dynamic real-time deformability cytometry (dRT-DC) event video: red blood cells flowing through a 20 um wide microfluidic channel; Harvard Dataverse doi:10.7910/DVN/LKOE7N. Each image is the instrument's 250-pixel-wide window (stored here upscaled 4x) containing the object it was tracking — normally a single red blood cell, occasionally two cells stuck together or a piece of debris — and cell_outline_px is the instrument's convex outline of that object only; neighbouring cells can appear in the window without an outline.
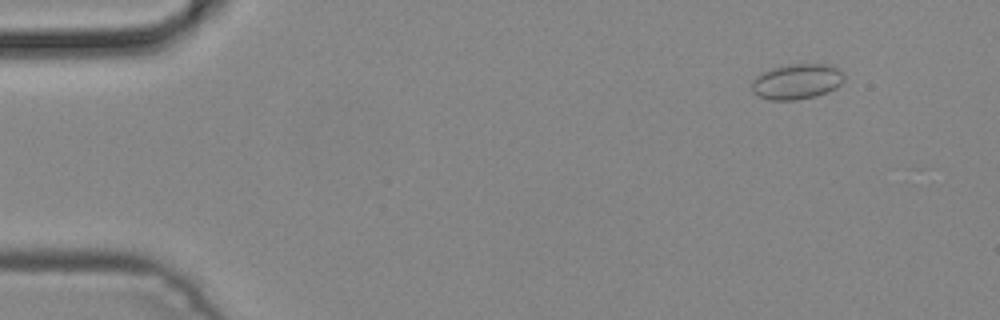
{"species": "common noctule bat (a hibernating species)", "species_latin": "Nyctalus noctula", "temperature_condition": "cold", "stored_images_in_passage": 5, "camera_frame_rate_fps": 3000, "um_per_image_px": 0.085, "animal": {"sex": "male", "body_mass_g": 19.2, "forearm_length_mm": 51.8}, "frame": {"image": 1, "passage_image": 1, "time_ms": 0.0, "image_size_px": [1000, 320], "cell_outline_px": [[844, 80], [836, 88], [828, 92], [816, 96], [796, 100], [772, 100], [760, 96], [752, 92], [752, 80], [760, 72], [772, 68], [788, 64], [832, 64], [840, 68], [844, 76]], "centroid_in_image_um": [67.75, 6.92], "position_along_channel_um": 17.2, "area_um2": 19.31}}
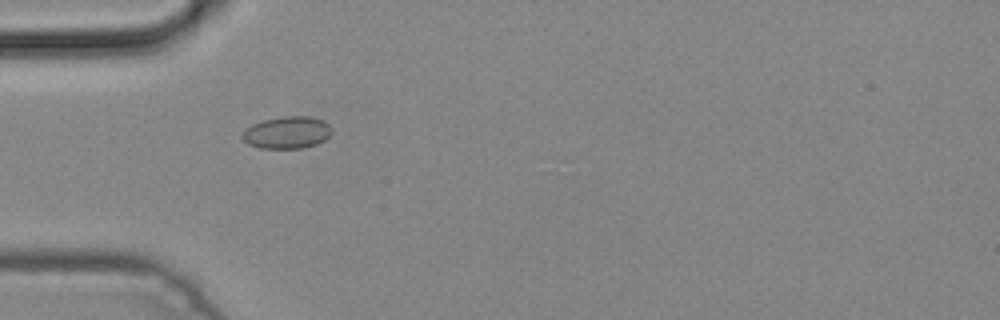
{"frame": {"image": 2, "passage_image": 4, "time_ms": 1.0, "image_size_px": [1000, 320], "cell_outline_px": [[332, 132], [324, 140], [316, 144], [300, 148], [260, 148], [248, 144], [240, 136], [252, 124], [264, 120], [284, 116], [312, 116], [324, 120], [332, 128]], "centroid_in_image_um": [24.42, 11.25], "position_along_channel_um": 60.6, "area_um2": 16.7}}
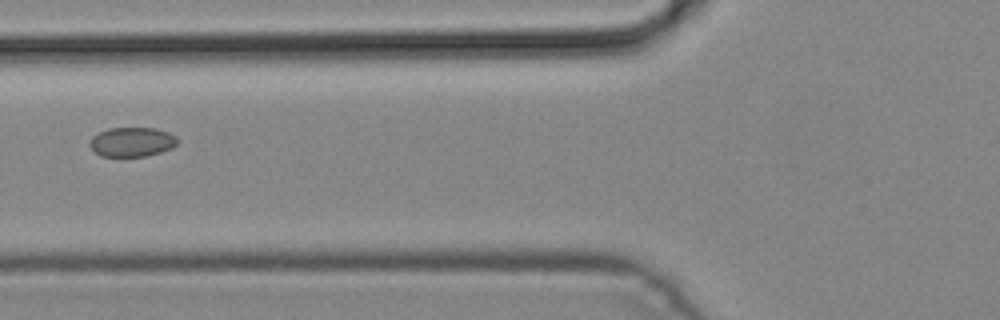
{"frame": {"image": 3, "passage_image": 5, "time_ms": 1.333, "image_size_px": [1000, 320], "cell_outline_px": [[176, 144], [172, 148], [160, 152], [144, 156], [100, 156], [88, 144], [92, 136], [108, 128], [156, 128], [168, 132], [176, 136]], "centroid_in_image_um": [11.2, 12.06], "position_along_channel_um": 114.6, "area_um2": 14.91}}